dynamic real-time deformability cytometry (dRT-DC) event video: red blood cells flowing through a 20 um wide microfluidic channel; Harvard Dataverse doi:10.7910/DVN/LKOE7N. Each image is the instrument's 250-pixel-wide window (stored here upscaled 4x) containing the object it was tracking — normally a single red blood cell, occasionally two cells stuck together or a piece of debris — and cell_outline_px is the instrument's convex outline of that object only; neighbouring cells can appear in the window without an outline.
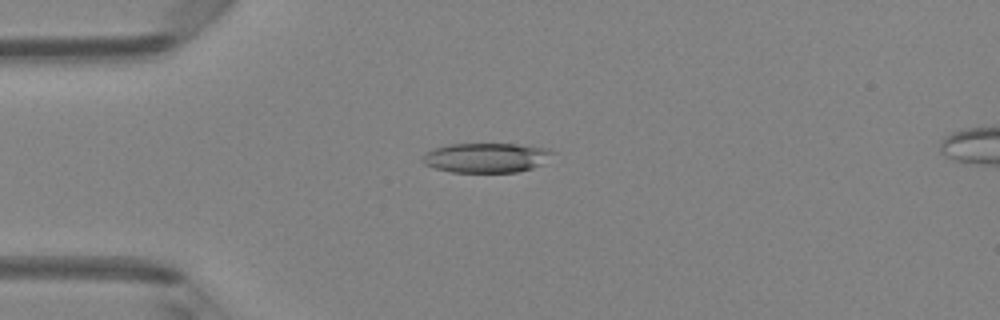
{"species": "Egyptian fruit bat (a non-hibernating species)", "species_latin": "Rousettus aegyptiacus", "temperature_condition": "room temperature", "stored_images_in_passage": 49, "camera_frame_rate_fps": 3000, "um_per_image_px": 0.085, "animal": {"sex": "female"}, "frame": {"image": 1, "passage_image": 13, "time_ms": 4.0, "image_size_px": [1000, 320], "cell_outline_px": [[556, 152], [540, 164], [532, 168], [516, 172], [452, 172], [436, 168], [424, 164], [420, 156], [424, 152], [448, 144], [516, 144], [548, 148]], "centroid_in_image_um": [41.3, 13.4], "position_along_channel_um": 43.7, "area_um2": 22.43}}
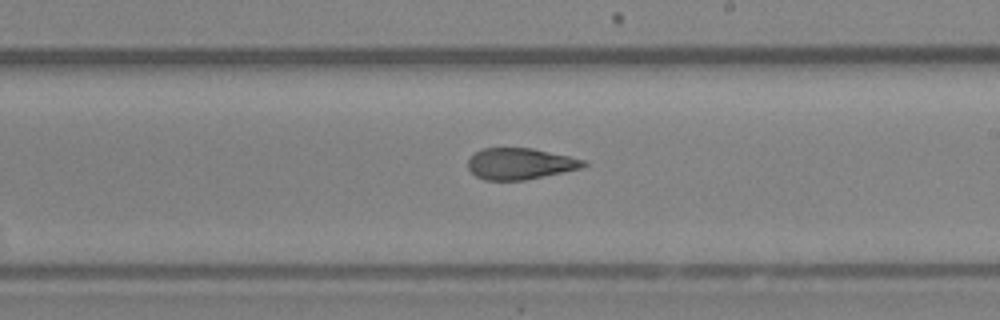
{"frame": {"image": 2, "passage_image": 29, "time_ms": 9.333, "image_size_px": [1000, 320], "cell_outline_px": [[588, 164], [580, 168], [524, 180], [484, 180], [476, 176], [468, 168], [468, 160], [476, 152], [484, 148], [532, 148], [568, 156], [584, 160]], "centroid_in_image_um": [44.18, 13.91], "position_along_channel_um": 244.8, "area_um2": 20.75}}
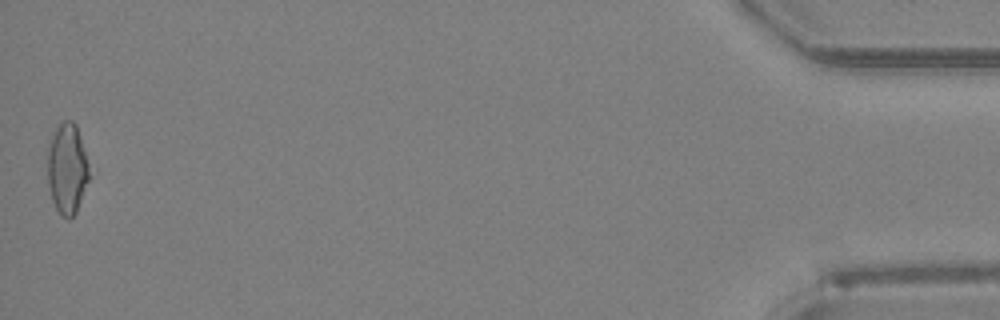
{"frame": {"image": 3, "passage_image": 49, "time_ms": 16.0, "image_size_px": [1000, 320], "cell_outline_px": [[96, 172], [76, 212], [68, 220], [60, 216], [52, 200], [48, 184], [48, 144], [60, 120], [72, 120], [76, 124]], "centroid_in_image_um": [5.82, 14.33], "position_along_channel_um": 429.4, "area_um2": 23.64}, "authors_computed_cell_mechanics": {"area_um2": 22.4264, "velocity_mm_per_s": 4.1845, "shape_relaxation_time_tau1_ms": null, "shape_relaxation_time_tau2_ms": 3.0462, "deformation_change_tau1": null, "deformation_change_tau2": 0.1275}}